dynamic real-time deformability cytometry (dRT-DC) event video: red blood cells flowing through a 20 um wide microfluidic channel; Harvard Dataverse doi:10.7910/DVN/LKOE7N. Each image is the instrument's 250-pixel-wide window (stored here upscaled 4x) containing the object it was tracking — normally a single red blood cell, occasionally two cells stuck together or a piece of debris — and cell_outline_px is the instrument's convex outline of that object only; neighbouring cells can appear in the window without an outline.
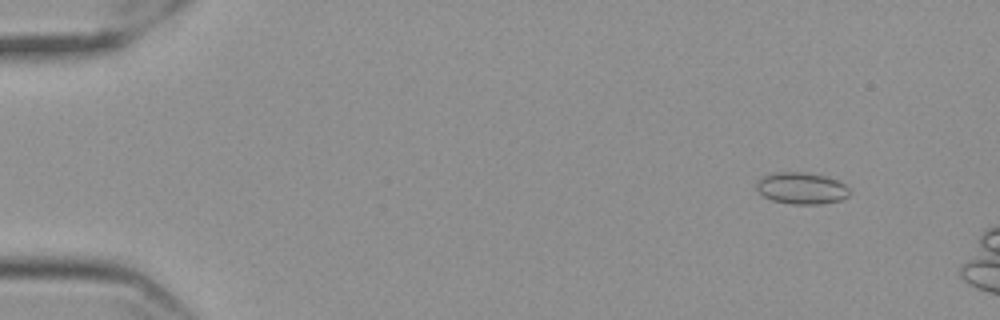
{"species": "Egyptian fruit bat (a non-hibernating species)", "species_latin": "Rousettus aegyptiacus", "temperature_condition": "cold", "stored_images_in_passage": 17, "camera_frame_rate_fps": 3000, "um_per_image_px": 0.085, "frame": {"image": 1, "passage_image": 6, "time_ms": 1.667, "image_size_px": [1000, 320], "cell_outline_px": [[848, 196], [840, 200], [820, 204], [792, 204], [772, 200], [764, 196], [756, 188], [756, 180], [772, 172], [804, 172], [828, 176], [840, 180], [848, 188]], "centroid_in_image_um": [68.12, 15.98], "position_along_channel_um": 16.9, "area_um2": 17.28}}